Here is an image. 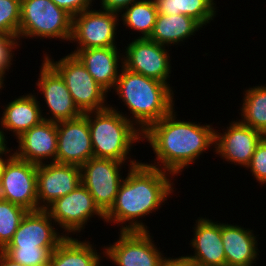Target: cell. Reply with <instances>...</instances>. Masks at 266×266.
I'll list each match as a JSON object with an SVG mask.
<instances>
[{"mask_svg":"<svg viewBox=\"0 0 266 266\" xmlns=\"http://www.w3.org/2000/svg\"><path fill=\"white\" fill-rule=\"evenodd\" d=\"M27 212L25 208L0 198V250L12 240Z\"/></svg>","mask_w":266,"mask_h":266,"instance_id":"28","label":"cell"},{"mask_svg":"<svg viewBox=\"0 0 266 266\" xmlns=\"http://www.w3.org/2000/svg\"><path fill=\"white\" fill-rule=\"evenodd\" d=\"M57 247L4 248L2 251L13 261L25 266H48Z\"/></svg>","mask_w":266,"mask_h":266,"instance_id":"29","label":"cell"},{"mask_svg":"<svg viewBox=\"0 0 266 266\" xmlns=\"http://www.w3.org/2000/svg\"><path fill=\"white\" fill-rule=\"evenodd\" d=\"M140 0H101L100 6L103 10H108L115 13H122L124 9L130 6L132 3L138 2Z\"/></svg>","mask_w":266,"mask_h":266,"instance_id":"34","label":"cell"},{"mask_svg":"<svg viewBox=\"0 0 266 266\" xmlns=\"http://www.w3.org/2000/svg\"><path fill=\"white\" fill-rule=\"evenodd\" d=\"M129 165L127 176L125 179L123 177L104 222L121 224V231H148V226L138 218L156 211L167 201L174 191L172 174L136 160H130ZM125 222H129L128 225Z\"/></svg>","mask_w":266,"mask_h":266,"instance_id":"1","label":"cell"},{"mask_svg":"<svg viewBox=\"0 0 266 266\" xmlns=\"http://www.w3.org/2000/svg\"><path fill=\"white\" fill-rule=\"evenodd\" d=\"M72 16L52 0H21L18 39L59 38L70 41Z\"/></svg>","mask_w":266,"mask_h":266,"instance_id":"5","label":"cell"},{"mask_svg":"<svg viewBox=\"0 0 266 266\" xmlns=\"http://www.w3.org/2000/svg\"><path fill=\"white\" fill-rule=\"evenodd\" d=\"M108 10H85L72 17L70 42L76 41L77 49L116 46L115 35L120 16Z\"/></svg>","mask_w":266,"mask_h":266,"instance_id":"9","label":"cell"},{"mask_svg":"<svg viewBox=\"0 0 266 266\" xmlns=\"http://www.w3.org/2000/svg\"><path fill=\"white\" fill-rule=\"evenodd\" d=\"M190 266H202V265H198L196 263H192Z\"/></svg>","mask_w":266,"mask_h":266,"instance_id":"40","label":"cell"},{"mask_svg":"<svg viewBox=\"0 0 266 266\" xmlns=\"http://www.w3.org/2000/svg\"><path fill=\"white\" fill-rule=\"evenodd\" d=\"M150 234L149 230L120 231L117 242L104 246L103 256L117 266H160L164 256Z\"/></svg>","mask_w":266,"mask_h":266,"instance_id":"10","label":"cell"},{"mask_svg":"<svg viewBox=\"0 0 266 266\" xmlns=\"http://www.w3.org/2000/svg\"><path fill=\"white\" fill-rule=\"evenodd\" d=\"M176 116L173 109L142 133V141H149L156 154L154 160L157 161V165H147L164 170L172 174V177L188 168L199 159L197 157L215 144V129L209 124L203 126L199 123L176 120Z\"/></svg>","mask_w":266,"mask_h":266,"instance_id":"2","label":"cell"},{"mask_svg":"<svg viewBox=\"0 0 266 266\" xmlns=\"http://www.w3.org/2000/svg\"><path fill=\"white\" fill-rule=\"evenodd\" d=\"M21 0H0V34L18 36Z\"/></svg>","mask_w":266,"mask_h":266,"instance_id":"30","label":"cell"},{"mask_svg":"<svg viewBox=\"0 0 266 266\" xmlns=\"http://www.w3.org/2000/svg\"><path fill=\"white\" fill-rule=\"evenodd\" d=\"M83 114L88 119L94 158L125 162L130 158L127 155L133 143L142 140V133L129 121V116L111 105Z\"/></svg>","mask_w":266,"mask_h":266,"instance_id":"4","label":"cell"},{"mask_svg":"<svg viewBox=\"0 0 266 266\" xmlns=\"http://www.w3.org/2000/svg\"><path fill=\"white\" fill-rule=\"evenodd\" d=\"M192 263L193 262L184 255L179 258L164 257L160 266H190Z\"/></svg>","mask_w":266,"mask_h":266,"instance_id":"35","label":"cell"},{"mask_svg":"<svg viewBox=\"0 0 266 266\" xmlns=\"http://www.w3.org/2000/svg\"><path fill=\"white\" fill-rule=\"evenodd\" d=\"M52 220L44 209L28 211L5 248L57 247L66 236L59 235Z\"/></svg>","mask_w":266,"mask_h":266,"instance_id":"17","label":"cell"},{"mask_svg":"<svg viewBox=\"0 0 266 266\" xmlns=\"http://www.w3.org/2000/svg\"><path fill=\"white\" fill-rule=\"evenodd\" d=\"M253 230L221 223V236L226 256V266H252L258 253Z\"/></svg>","mask_w":266,"mask_h":266,"instance_id":"21","label":"cell"},{"mask_svg":"<svg viewBox=\"0 0 266 266\" xmlns=\"http://www.w3.org/2000/svg\"><path fill=\"white\" fill-rule=\"evenodd\" d=\"M2 127L0 128V152H4L7 149V144H5L7 141V137L5 138V132L4 130H1Z\"/></svg>","mask_w":266,"mask_h":266,"instance_id":"38","label":"cell"},{"mask_svg":"<svg viewBox=\"0 0 266 266\" xmlns=\"http://www.w3.org/2000/svg\"><path fill=\"white\" fill-rule=\"evenodd\" d=\"M43 57L63 78L75 105L82 113L99 111L109 107L107 91L101 87L74 54H68L58 61L44 54ZM53 60V61H52Z\"/></svg>","mask_w":266,"mask_h":266,"instance_id":"6","label":"cell"},{"mask_svg":"<svg viewBox=\"0 0 266 266\" xmlns=\"http://www.w3.org/2000/svg\"><path fill=\"white\" fill-rule=\"evenodd\" d=\"M225 131L223 134L215 131L213 150L227 162L247 167L264 134L242 124L240 119L231 122Z\"/></svg>","mask_w":266,"mask_h":266,"instance_id":"15","label":"cell"},{"mask_svg":"<svg viewBox=\"0 0 266 266\" xmlns=\"http://www.w3.org/2000/svg\"><path fill=\"white\" fill-rule=\"evenodd\" d=\"M171 88L159 80L131 72L122 66L114 90L132 114L129 121L143 133L174 109Z\"/></svg>","mask_w":266,"mask_h":266,"instance_id":"3","label":"cell"},{"mask_svg":"<svg viewBox=\"0 0 266 266\" xmlns=\"http://www.w3.org/2000/svg\"><path fill=\"white\" fill-rule=\"evenodd\" d=\"M3 81H5V80H4V77L0 74V89H1V88H4V87H3V86H4V85H3V84H4Z\"/></svg>","mask_w":266,"mask_h":266,"instance_id":"39","label":"cell"},{"mask_svg":"<svg viewBox=\"0 0 266 266\" xmlns=\"http://www.w3.org/2000/svg\"><path fill=\"white\" fill-rule=\"evenodd\" d=\"M0 198L27 211H37V164L14 155L1 174Z\"/></svg>","mask_w":266,"mask_h":266,"instance_id":"8","label":"cell"},{"mask_svg":"<svg viewBox=\"0 0 266 266\" xmlns=\"http://www.w3.org/2000/svg\"><path fill=\"white\" fill-rule=\"evenodd\" d=\"M55 224H59L68 235L79 233L94 215L104 219L105 215L95 205L88 189L80 183L71 193L56 199L45 209ZM58 222V223H56Z\"/></svg>","mask_w":266,"mask_h":266,"instance_id":"11","label":"cell"},{"mask_svg":"<svg viewBox=\"0 0 266 266\" xmlns=\"http://www.w3.org/2000/svg\"><path fill=\"white\" fill-rule=\"evenodd\" d=\"M81 183L80 166L48 162L37 165L38 210L71 193Z\"/></svg>","mask_w":266,"mask_h":266,"instance_id":"14","label":"cell"},{"mask_svg":"<svg viewBox=\"0 0 266 266\" xmlns=\"http://www.w3.org/2000/svg\"><path fill=\"white\" fill-rule=\"evenodd\" d=\"M18 150L14 155L22 160L43 164L44 159L55 162L57 154V123L42 120L17 138Z\"/></svg>","mask_w":266,"mask_h":266,"instance_id":"18","label":"cell"},{"mask_svg":"<svg viewBox=\"0 0 266 266\" xmlns=\"http://www.w3.org/2000/svg\"><path fill=\"white\" fill-rule=\"evenodd\" d=\"M59 8L65 10L72 17L91 9L93 0H52Z\"/></svg>","mask_w":266,"mask_h":266,"instance_id":"33","label":"cell"},{"mask_svg":"<svg viewBox=\"0 0 266 266\" xmlns=\"http://www.w3.org/2000/svg\"><path fill=\"white\" fill-rule=\"evenodd\" d=\"M246 168H250L254 178L262 185L266 183V139L257 145L255 152Z\"/></svg>","mask_w":266,"mask_h":266,"instance_id":"31","label":"cell"},{"mask_svg":"<svg viewBox=\"0 0 266 266\" xmlns=\"http://www.w3.org/2000/svg\"><path fill=\"white\" fill-rule=\"evenodd\" d=\"M88 119L84 114L57 122V154L55 163L83 165L93 158Z\"/></svg>","mask_w":266,"mask_h":266,"instance_id":"13","label":"cell"},{"mask_svg":"<svg viewBox=\"0 0 266 266\" xmlns=\"http://www.w3.org/2000/svg\"><path fill=\"white\" fill-rule=\"evenodd\" d=\"M159 14H184L194 18L202 26L216 15L214 0H153Z\"/></svg>","mask_w":266,"mask_h":266,"instance_id":"25","label":"cell"},{"mask_svg":"<svg viewBox=\"0 0 266 266\" xmlns=\"http://www.w3.org/2000/svg\"><path fill=\"white\" fill-rule=\"evenodd\" d=\"M10 148H7L4 152H0V178H1V174L3 173L6 164L9 162V160L14 156V153H12L10 155L9 152H11L9 150ZM7 153H9V156L5 159L3 156L7 155ZM5 154V155H3ZM3 157V158H2Z\"/></svg>","mask_w":266,"mask_h":266,"instance_id":"37","label":"cell"},{"mask_svg":"<svg viewBox=\"0 0 266 266\" xmlns=\"http://www.w3.org/2000/svg\"><path fill=\"white\" fill-rule=\"evenodd\" d=\"M241 123L263 134L266 132V86H253L244 93Z\"/></svg>","mask_w":266,"mask_h":266,"instance_id":"27","label":"cell"},{"mask_svg":"<svg viewBox=\"0 0 266 266\" xmlns=\"http://www.w3.org/2000/svg\"><path fill=\"white\" fill-rule=\"evenodd\" d=\"M39 77L36 85L42 92L40 94H43L52 116H44V120L57 123L75 119L83 114L75 105L63 78L45 59Z\"/></svg>","mask_w":266,"mask_h":266,"instance_id":"16","label":"cell"},{"mask_svg":"<svg viewBox=\"0 0 266 266\" xmlns=\"http://www.w3.org/2000/svg\"><path fill=\"white\" fill-rule=\"evenodd\" d=\"M40 103L32 93L20 96L9 102L1 117V126L13 131L16 138L39 124L43 119Z\"/></svg>","mask_w":266,"mask_h":266,"instance_id":"22","label":"cell"},{"mask_svg":"<svg viewBox=\"0 0 266 266\" xmlns=\"http://www.w3.org/2000/svg\"><path fill=\"white\" fill-rule=\"evenodd\" d=\"M117 48V46H112L106 48L75 49L71 53L86 67L94 80L109 92L111 89H114L121 71L118 70L119 60L123 61V55H120V51Z\"/></svg>","mask_w":266,"mask_h":266,"instance_id":"20","label":"cell"},{"mask_svg":"<svg viewBox=\"0 0 266 266\" xmlns=\"http://www.w3.org/2000/svg\"><path fill=\"white\" fill-rule=\"evenodd\" d=\"M96 251L89 241L81 242L68 235L52 252L48 266H96L101 262Z\"/></svg>","mask_w":266,"mask_h":266,"instance_id":"24","label":"cell"},{"mask_svg":"<svg viewBox=\"0 0 266 266\" xmlns=\"http://www.w3.org/2000/svg\"><path fill=\"white\" fill-rule=\"evenodd\" d=\"M194 227V237L190 245L194 255L187 257L202 266H226V256L221 236V223L199 217Z\"/></svg>","mask_w":266,"mask_h":266,"instance_id":"19","label":"cell"},{"mask_svg":"<svg viewBox=\"0 0 266 266\" xmlns=\"http://www.w3.org/2000/svg\"><path fill=\"white\" fill-rule=\"evenodd\" d=\"M0 266H25V265L13 261L2 250H0Z\"/></svg>","mask_w":266,"mask_h":266,"instance_id":"36","label":"cell"},{"mask_svg":"<svg viewBox=\"0 0 266 266\" xmlns=\"http://www.w3.org/2000/svg\"><path fill=\"white\" fill-rule=\"evenodd\" d=\"M121 19L129 29L141 32L138 38H149L154 30L158 12L153 0H140L124 9Z\"/></svg>","mask_w":266,"mask_h":266,"instance_id":"26","label":"cell"},{"mask_svg":"<svg viewBox=\"0 0 266 266\" xmlns=\"http://www.w3.org/2000/svg\"><path fill=\"white\" fill-rule=\"evenodd\" d=\"M125 162L90 158L80 166L81 183L92 195L95 205L105 215L113 206L122 182L121 167Z\"/></svg>","mask_w":266,"mask_h":266,"instance_id":"7","label":"cell"},{"mask_svg":"<svg viewBox=\"0 0 266 266\" xmlns=\"http://www.w3.org/2000/svg\"><path fill=\"white\" fill-rule=\"evenodd\" d=\"M18 40V41H17ZM18 36L0 34V74L5 77L6 71L12 65L13 60L12 50L20 45Z\"/></svg>","mask_w":266,"mask_h":266,"instance_id":"32","label":"cell"},{"mask_svg":"<svg viewBox=\"0 0 266 266\" xmlns=\"http://www.w3.org/2000/svg\"><path fill=\"white\" fill-rule=\"evenodd\" d=\"M200 28H203V26L188 15L158 13L154 30L149 39L168 47L169 45H177L180 42H184L183 40L189 39L188 37Z\"/></svg>","mask_w":266,"mask_h":266,"instance_id":"23","label":"cell"},{"mask_svg":"<svg viewBox=\"0 0 266 266\" xmlns=\"http://www.w3.org/2000/svg\"><path fill=\"white\" fill-rule=\"evenodd\" d=\"M168 49L149 38H135L127 45L121 63L127 70L154 78L167 85L171 73Z\"/></svg>","mask_w":266,"mask_h":266,"instance_id":"12","label":"cell"}]
</instances>
